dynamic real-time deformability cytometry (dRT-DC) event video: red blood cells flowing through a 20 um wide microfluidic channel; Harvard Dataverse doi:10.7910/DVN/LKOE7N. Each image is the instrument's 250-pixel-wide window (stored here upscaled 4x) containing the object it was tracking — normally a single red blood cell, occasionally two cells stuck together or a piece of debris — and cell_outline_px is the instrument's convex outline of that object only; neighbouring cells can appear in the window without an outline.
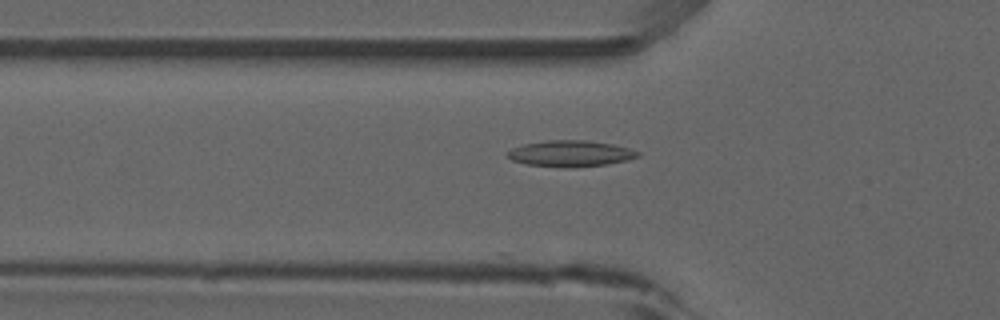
{"species": "common noctule bat (a hibernating species)", "species_latin": "Nyctalus noctula", "temperature_condition": "room temperature", "stored_images_in_passage": 21, "camera_frame_rate_fps": 3000, "um_per_image_px": 0.085, "animal": {"sex": "male", "forearm_length_mm": 52.5}, "frame": {"image": 1, "passage_image": 17, "time_ms": 5.333, "image_size_px": [1000, 320], "cell_outline_px": [[640, 156], [628, 160], [604, 164], [528, 164], [512, 160], [508, 156], [508, 152], [512, 148], [524, 144], [548, 140], [588, 140], [612, 144], [628, 148], [640, 152]], "centroid_in_image_um": [48.53, 12.98], "position_along_channel_um": 77.3, "area_um2": 18.55}}
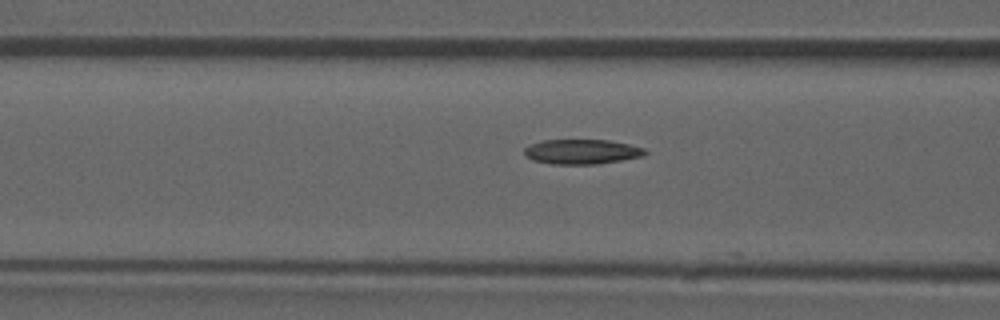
{"frame": {"image": 2, "passage_image": 20, "time_ms": 6.333, "image_size_px": [1000, 320], "cell_outline_px": [[648, 152], [644, 156], [596, 164], [552, 164], [532, 160], [524, 156], [524, 148], [532, 144], [544, 140], [608, 140], [628, 144], [644, 148]], "centroid_in_image_um": [49.44, 12.9], "position_along_channel_um": 117.2, "area_um2": 17.4}}